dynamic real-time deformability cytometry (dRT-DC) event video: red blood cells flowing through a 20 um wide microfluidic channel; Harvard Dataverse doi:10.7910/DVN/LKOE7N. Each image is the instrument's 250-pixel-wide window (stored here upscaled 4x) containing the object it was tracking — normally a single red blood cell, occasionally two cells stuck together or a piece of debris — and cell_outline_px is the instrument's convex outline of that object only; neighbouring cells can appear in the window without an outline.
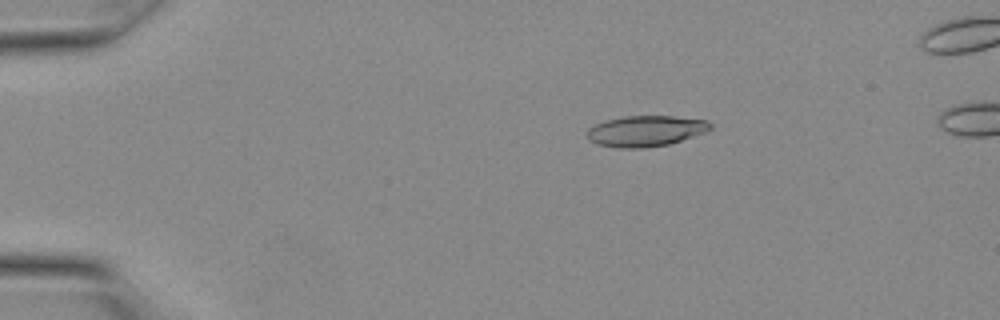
{"species": "Egyptian fruit bat (a non-hibernating species)", "species_latin": "Rousettus aegyptiacus", "temperature_condition": "warm", "stored_images_in_passage": 10, "camera_frame_rate_fps": 3000, "um_per_image_px": 0.085, "animal": {"sex": "female"}, "frame": {"image": 1, "passage_image": 1, "time_ms": 0.0, "image_size_px": [1000, 320], "cell_outline_px": [[712, 128], [708, 132], [668, 144], [644, 148], [620, 148], [596, 144], [588, 140], [588, 128], [604, 120], [624, 116], [672, 116], [708, 120], [712, 124]], "centroid_in_image_um": [54.9, 11.13], "position_along_channel_um": 30.1, "area_um2": 22.31}}
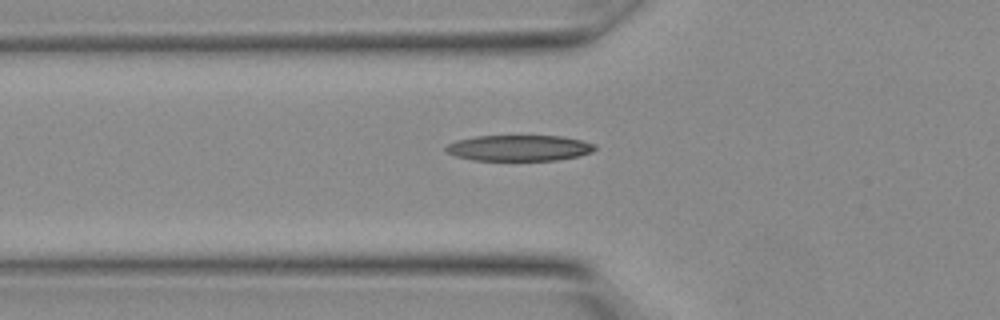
{"frame": {"image": 2, "passage_image": 6, "time_ms": 1.667, "image_size_px": [1000, 320], "cell_outline_px": [[596, 148], [592, 152], [580, 156], [556, 160], [472, 160], [456, 156], [448, 152], [444, 148], [448, 144], [456, 140], [476, 136], [560, 136], [580, 140], [596, 144]], "centroid_in_image_um": [44.14, 12.58], "position_along_channel_um": 81.7, "area_um2": 22.43}}
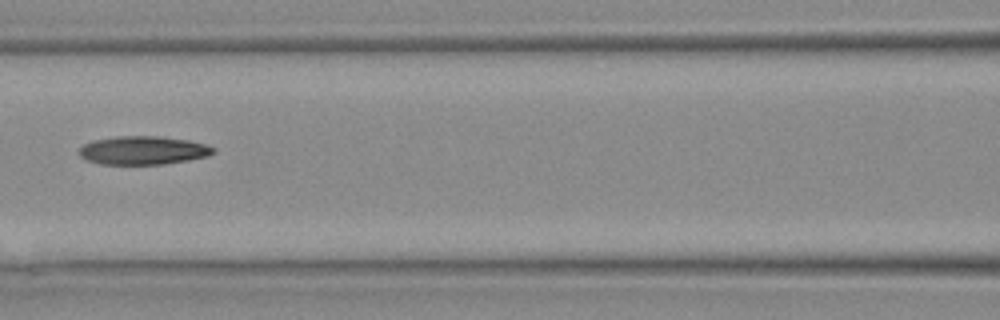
{"frame": {"image": 3, "passage_image": 9, "time_ms": 2.667, "image_size_px": [1000, 320], "cell_outline_px": [[216, 152], [208, 156], [188, 160], [164, 164], [100, 164], [88, 160], [80, 156], [80, 148], [84, 144], [92, 140], [116, 136], [160, 136], [188, 140], [204, 144], [216, 148]], "centroid_in_image_um": [12.18, 12.77], "position_along_channel_um": 154.4, "area_um2": 22.25}}